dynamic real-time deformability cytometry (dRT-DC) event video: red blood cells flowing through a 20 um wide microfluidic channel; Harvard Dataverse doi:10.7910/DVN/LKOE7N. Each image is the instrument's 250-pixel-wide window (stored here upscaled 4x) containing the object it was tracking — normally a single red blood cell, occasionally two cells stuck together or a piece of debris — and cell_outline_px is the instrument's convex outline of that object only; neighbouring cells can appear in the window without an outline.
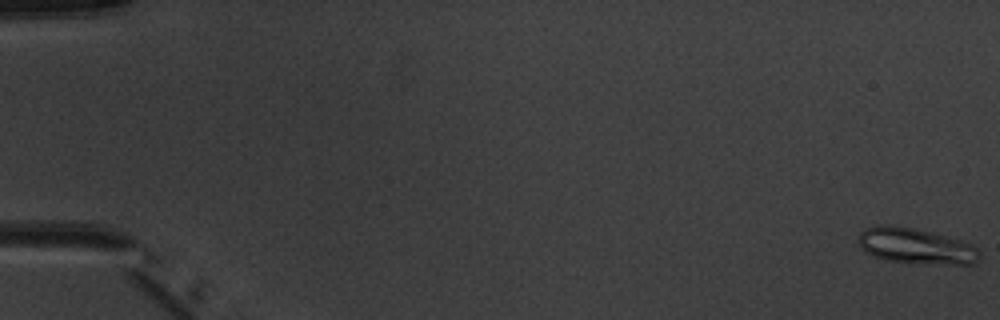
{"species": "common noctule bat (a hibernating species)", "species_latin": "Nyctalus noctula", "temperature_condition": "warm", "stored_images_in_passage": 8, "camera_frame_rate_fps": 3000, "um_per_image_px": 0.085, "animal": {"sex": "male", "body_mass_g": 20.1, "forearm_length_mm": 53.5}, "frame": {"image": 1, "passage_image": 1, "time_ms": 0.0, "image_size_px": [1000, 320], "cell_outline_px": [[980, 256], [972, 264], [956, 264], [888, 260], [872, 256], [864, 252], [856, 240], [860, 232], [864, 228], [884, 224], [892, 224], [912, 228], [960, 240], [972, 244], [980, 252]], "centroid_in_image_um": [77.77, 20.89], "position_along_channel_um": 7.2, "area_um2": 24.8}}
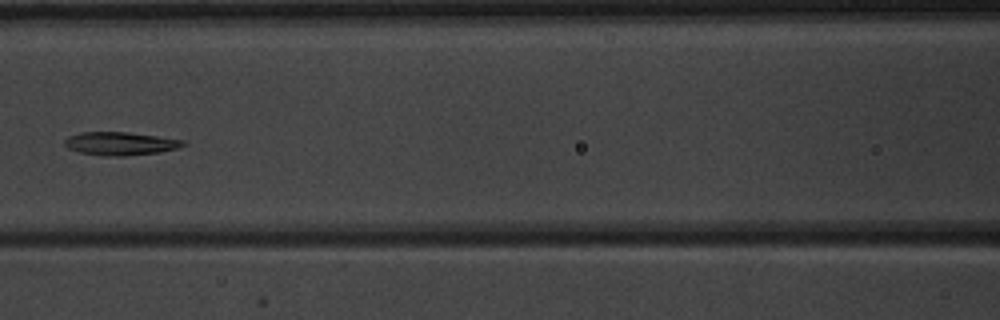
{"frame": {"image": 2, "passage_image": 7, "time_ms": 8.0, "image_size_px": [1000, 320], "cell_outline_px": [[188, 144], [180, 148], [160, 152], [124, 156], [100, 156], [80, 152], [68, 148], [64, 144], [64, 140], [68, 136], [80, 132], [128, 132], [184, 140]], "centroid_in_image_um": [10.24, 12.21], "position_along_channel_um": 156.4, "area_um2": 16.18}}
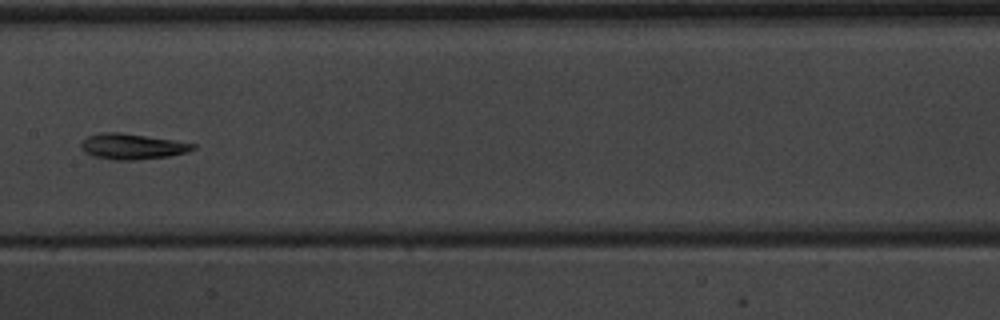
{"frame": {"image": 3, "passage_image": 8, "time_ms": 9.0, "image_size_px": [1000, 320], "cell_outline_px": [[196, 148], [188, 152], [168, 156], [132, 160], [112, 160], [92, 156], [84, 152], [80, 148], [80, 144], [88, 136], [100, 132], [120, 132], [176, 140], [196, 144]], "centroid_in_image_um": [11.23, 12.44], "position_along_channel_um": 196.2, "area_um2": 16.88}}